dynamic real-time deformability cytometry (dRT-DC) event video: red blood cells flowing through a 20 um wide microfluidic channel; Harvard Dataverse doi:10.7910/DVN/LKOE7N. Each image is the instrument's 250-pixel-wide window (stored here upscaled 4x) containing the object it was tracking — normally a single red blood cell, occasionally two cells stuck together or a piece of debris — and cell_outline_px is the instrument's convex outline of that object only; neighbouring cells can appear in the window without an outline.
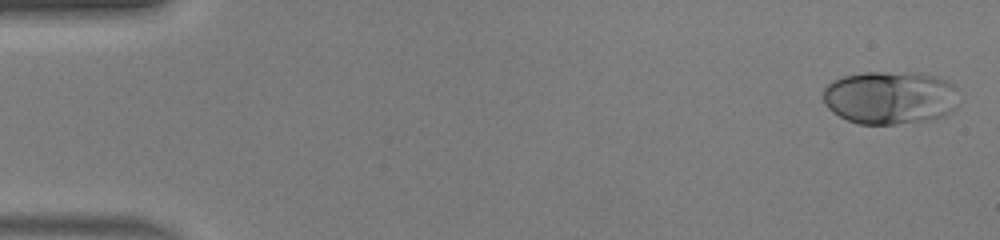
{"species": "human", "species_latin": "Homo sapiens", "temperature_condition": "warm", "stored_images_in_passage": 50, "camera_frame_rate_fps": 3000, "um_per_image_px": 0.085, "donor": {"sex": "male"}, "frame": {"image": 1, "passage_image": 2, "time_ms": 0.333, "image_size_px": [1000, 240], "cell_outline_px": [[960, 104], [944, 116], [932, 120], [896, 124], [856, 124], [832, 112], [824, 104], [824, 88], [832, 80], [844, 76], [864, 72], [920, 72], [940, 76], [948, 80], [960, 88]], "centroid_in_image_um": [75.75, 8.28], "position_along_channel_um": 9.2, "area_um2": 43.29}}
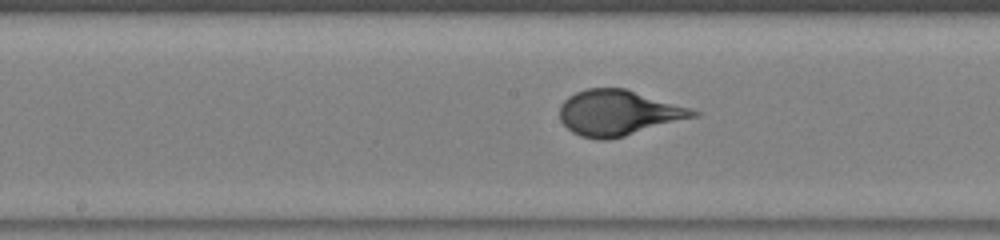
{"frame": {"image": 2, "passage_image": 26, "time_ms": 8.333, "image_size_px": [1000, 240], "cell_outline_px": [[700, 116], [624, 136], [608, 140], [596, 140], [580, 136], [572, 132], [560, 120], [560, 104], [568, 96], [576, 92], [588, 88], [624, 88], [692, 108], [700, 112]], "centroid_in_image_um": [52.57, 9.6], "position_along_channel_um": 195.6, "area_um2": 35.49}}
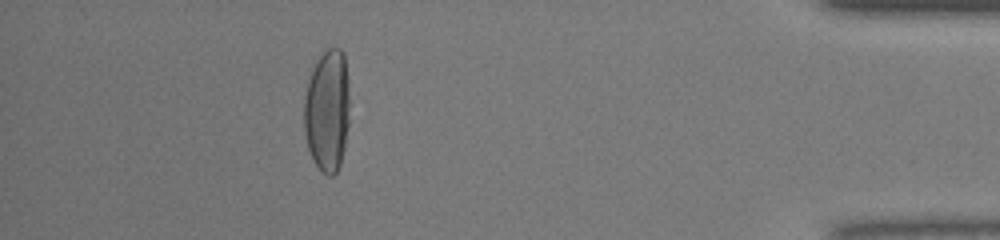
{"frame": {"image": 3, "passage_image": 45, "time_ms": 14.667, "image_size_px": [1000, 240], "cell_outline_px": [[348, 124], [344, 148], [340, 164], [336, 172], [332, 176], [328, 176], [320, 172], [312, 160], [308, 148], [304, 132], [304, 96], [308, 80], [312, 68], [320, 52], [328, 48], [340, 48], [344, 52], [348, 80]], "centroid_in_image_um": [27.8, 9.38], "position_along_channel_um": 407.4, "area_um2": 33.0}}